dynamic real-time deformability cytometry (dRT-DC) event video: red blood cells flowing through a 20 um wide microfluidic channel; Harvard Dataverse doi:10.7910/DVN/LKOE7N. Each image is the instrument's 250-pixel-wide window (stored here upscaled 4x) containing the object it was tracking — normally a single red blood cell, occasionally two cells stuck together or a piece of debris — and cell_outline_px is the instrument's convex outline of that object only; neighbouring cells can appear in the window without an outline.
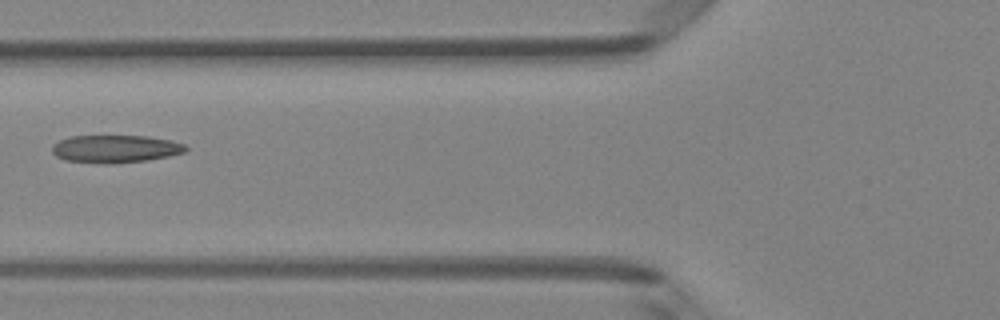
{"species": "Egyptian fruit bat (a non-hibernating species)", "species_latin": "Rousettus aegyptiacus", "temperature_condition": "room temperature", "stored_images_in_passage": 6, "camera_frame_rate_fps": 3000, "um_per_image_px": 0.085, "animal": {"sex": "female"}, "frame": {"image": 1, "passage_image": 5, "time_ms": 1.333, "image_size_px": [1000, 320], "cell_outline_px": [[188, 148], [184, 152], [168, 156], [148, 160], [112, 164], [104, 164], [64, 160], [56, 156], [52, 152], [52, 144], [60, 140], [72, 136], [148, 136], [172, 140], [184, 144]], "centroid_in_image_um": [9.8, 12.65], "position_along_channel_um": 116.0, "area_um2": 21.68}}
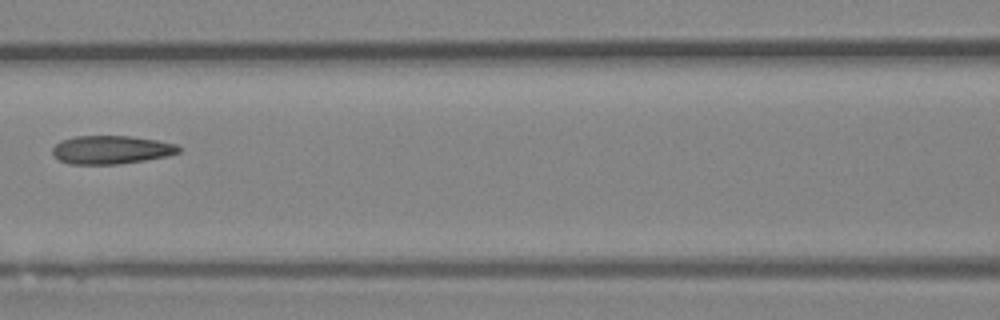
{"frame": {"image": 2, "passage_image": 6, "time_ms": 1.667, "image_size_px": [1000, 320], "cell_outline_px": [[180, 152], [168, 156], [144, 160], [116, 164], [68, 164], [60, 160], [52, 152], [52, 148], [60, 140], [76, 136], [128, 136], [156, 140], [176, 144], [180, 148]], "centroid_in_image_um": [9.44, 12.73], "position_along_channel_um": 157.2, "area_um2": 20.75}}